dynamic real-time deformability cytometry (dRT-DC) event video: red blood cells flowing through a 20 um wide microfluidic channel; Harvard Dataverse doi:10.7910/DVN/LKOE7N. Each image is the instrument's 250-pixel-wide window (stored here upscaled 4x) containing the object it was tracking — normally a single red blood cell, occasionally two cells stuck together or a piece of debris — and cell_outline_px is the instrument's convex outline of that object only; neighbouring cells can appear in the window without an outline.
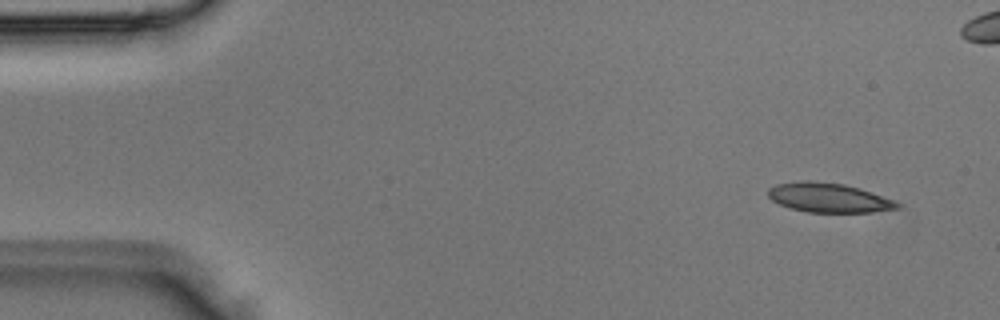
{"species": "Egyptian fruit bat (a non-hibernating species)", "species_latin": "Rousettus aegyptiacus", "temperature_condition": "room temperature", "stored_images_in_passage": 4, "camera_frame_rate_fps": 3000, "um_per_image_px": 0.085, "animal": {"sex": "male"}, "frame": {"image": 1, "passage_image": 1, "time_ms": 0.0, "image_size_px": [1000, 320], "cell_outline_px": [[900, 208], [868, 212], [808, 212], [788, 208], [772, 200], [768, 196], [768, 188], [776, 184], [808, 180], [844, 184], [860, 188], [872, 192], [892, 200], [900, 204]], "centroid_in_image_um": [70.4, 16.8], "position_along_channel_um": 14.6, "area_um2": 21.96}}